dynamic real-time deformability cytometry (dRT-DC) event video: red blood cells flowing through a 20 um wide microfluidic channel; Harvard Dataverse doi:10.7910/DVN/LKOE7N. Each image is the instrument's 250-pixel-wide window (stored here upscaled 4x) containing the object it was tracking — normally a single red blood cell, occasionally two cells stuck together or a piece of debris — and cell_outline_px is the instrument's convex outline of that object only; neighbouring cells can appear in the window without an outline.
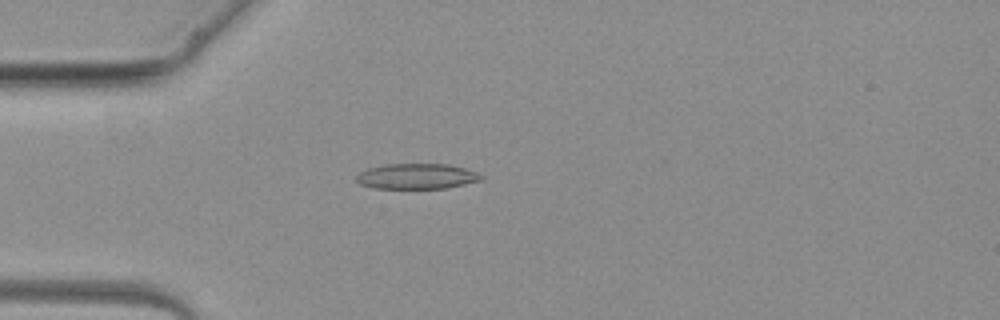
{"species": "common noctule bat (a hibernating species)", "species_latin": "Nyctalus noctula", "temperature_condition": "warm", "stored_images_in_passage": 4, "camera_frame_rate_fps": 3000, "um_per_image_px": 0.085, "animal": {"sex": "female", "body_mass_g": 19.3, "forearm_length_mm": 54.1}, "frame": {"image": 1, "passage_image": 4, "time_ms": 3.667, "image_size_px": [1000, 320], "cell_outline_px": [[484, 180], [448, 188], [372, 188], [360, 184], [356, 180], [356, 176], [360, 172], [368, 168], [384, 164], [448, 164], [464, 168], [476, 172], [484, 176]], "centroid_in_image_um": [35.45, 14.99], "position_along_channel_um": 49.6, "area_um2": 18.61}}